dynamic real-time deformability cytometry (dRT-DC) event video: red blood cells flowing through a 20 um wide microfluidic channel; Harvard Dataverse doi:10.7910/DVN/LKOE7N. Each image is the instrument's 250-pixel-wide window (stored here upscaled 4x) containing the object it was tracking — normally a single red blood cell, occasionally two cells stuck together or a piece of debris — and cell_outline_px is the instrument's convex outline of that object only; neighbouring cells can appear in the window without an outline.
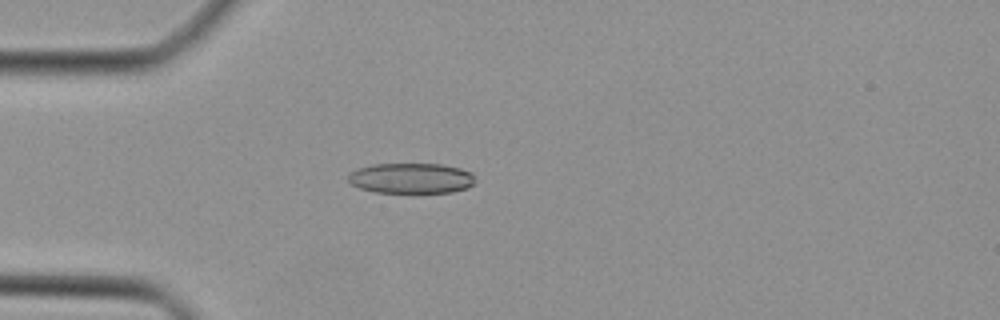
{"species": "Egyptian fruit bat (a non-hibernating species)", "species_latin": "Rousettus aegyptiacus", "temperature_condition": "cold", "stored_images_in_passage": 46, "camera_frame_rate_fps": 3000, "um_per_image_px": 0.085, "animal": {"sex": "female"}, "frame": {"image": 1, "passage_image": 13, "time_ms": 4.0, "image_size_px": [1000, 320], "cell_outline_px": [[472, 184], [468, 188], [452, 192], [376, 192], [360, 188], [352, 184], [348, 180], [348, 172], [356, 168], [372, 164], [444, 164], [460, 168], [472, 172]], "centroid_in_image_um": [34.91, 15.13], "position_along_channel_um": 50.1, "area_um2": 22.48}}
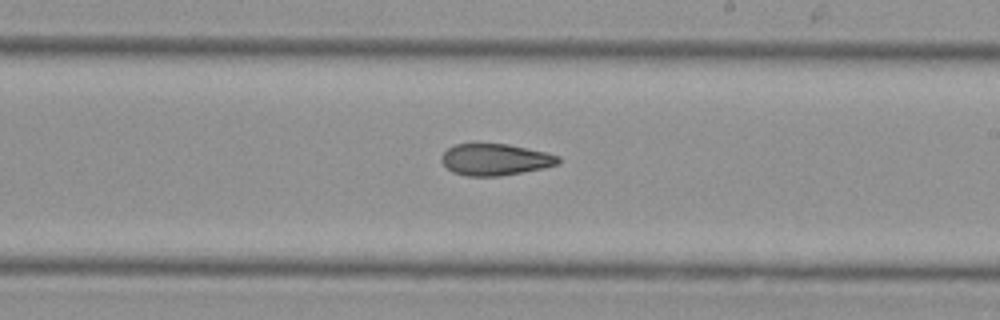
{"frame": {"image": 2, "passage_image": 27, "time_ms": 8.667, "image_size_px": [1000, 320], "cell_outline_px": [[560, 164], [544, 168], [500, 176], [468, 176], [452, 172], [440, 160], [440, 156], [452, 144], [476, 140], [508, 144], [548, 152], [560, 156]], "centroid_in_image_um": [42.06, 13.51], "position_along_channel_um": 246.9, "area_um2": 22.48}}
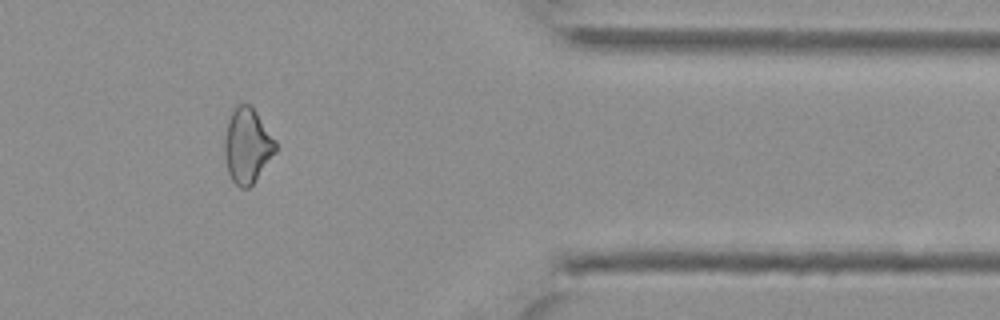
{"frame": {"image": 3, "passage_image": 38, "time_ms": 12.333, "image_size_px": [1000, 320], "cell_outline_px": [[276, 152], [256, 180], [248, 188], [240, 188], [232, 180], [228, 172], [224, 152], [224, 140], [228, 120], [236, 104], [248, 104], [256, 112], [276, 140]], "centroid_in_image_um": [21.02, 12.39], "position_along_channel_um": 390.4, "area_um2": 22.2}}